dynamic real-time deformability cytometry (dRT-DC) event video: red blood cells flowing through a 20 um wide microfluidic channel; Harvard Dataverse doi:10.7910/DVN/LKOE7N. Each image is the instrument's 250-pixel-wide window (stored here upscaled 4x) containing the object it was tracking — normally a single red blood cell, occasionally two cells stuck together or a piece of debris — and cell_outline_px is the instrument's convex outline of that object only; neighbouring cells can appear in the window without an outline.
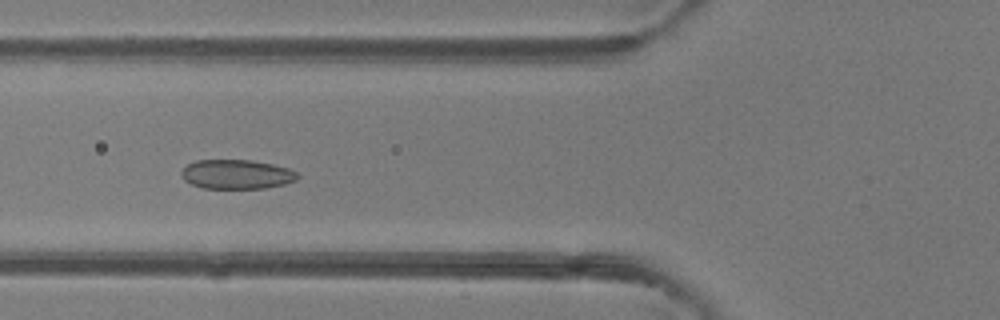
{"species": "common noctule bat (a hibernating species)", "species_latin": "Nyctalus noctula", "temperature_condition": "room temperature", "stored_images_in_passage": 49, "camera_frame_rate_fps": 3000, "um_per_image_px": 0.085, "animal": {"sex": "female"}, "frame": {"image": 1, "passage_image": 18, "time_ms": 5.667, "image_size_px": [1000, 320], "cell_outline_px": [[300, 176], [296, 180], [284, 184], [264, 188], [200, 188], [184, 180], [180, 176], [180, 172], [188, 164], [196, 160], [252, 160], [272, 164], [288, 168], [296, 172]], "centroid_in_image_um": [20.1, 14.81], "position_along_channel_um": 105.7, "area_um2": 19.88}}
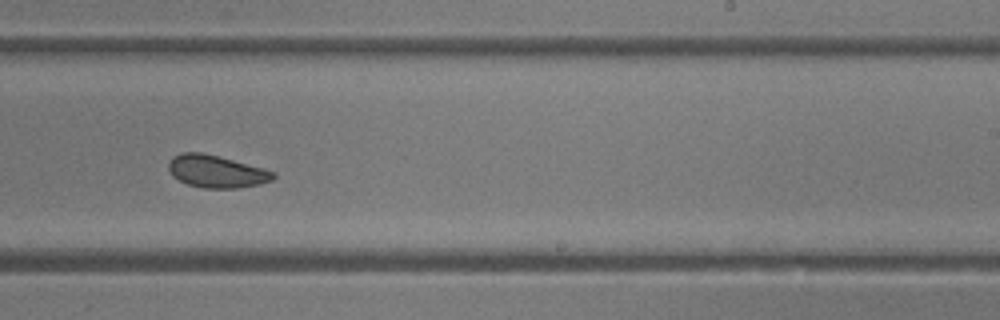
{"frame": {"image": 2, "passage_image": 30, "time_ms": 9.667, "image_size_px": [1000, 320], "cell_outline_px": [[276, 176], [272, 180], [260, 184], [236, 188], [204, 188], [188, 184], [172, 176], [168, 168], [168, 164], [172, 156], [180, 152], [200, 152], [264, 168], [276, 172]], "centroid_in_image_um": [18.39, 14.57], "position_along_channel_um": 270.6, "area_um2": 19.71}}
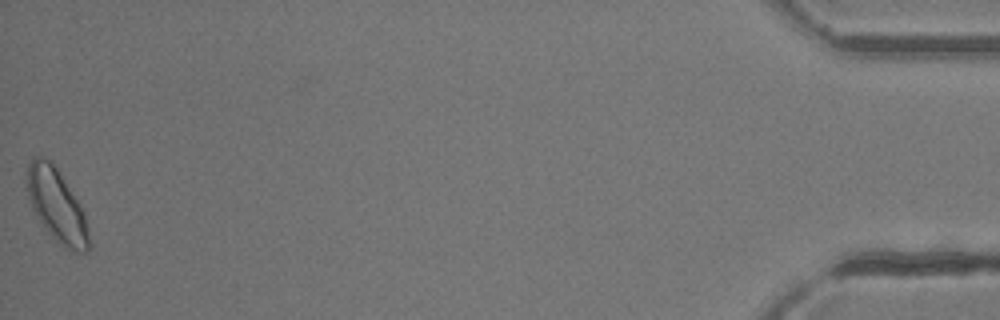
{"frame": {"image": 3, "passage_image": 49, "time_ms": 16.0, "image_size_px": [1000, 320], "cell_outline_px": [[92, 244], [88, 252], [76, 252], [64, 248], [48, 232], [32, 208], [28, 196], [28, 164], [32, 156], [44, 156], [56, 168], [84, 212]], "centroid_in_image_um": [4.85, 17.52], "position_along_channel_um": 430.3, "area_um2": 25.89}, "authors_computed_cell_mechanics": {"area_um2": 21.2126, "velocity_mm_per_s": 4.121, "shape_relaxation_time_tau1_ms": 4.0182, "shape_relaxation_time_tau2_ms": 1.5887, "deformation_change_tau1": 0.0785, "deformation_change_tau2": 0.0558}}